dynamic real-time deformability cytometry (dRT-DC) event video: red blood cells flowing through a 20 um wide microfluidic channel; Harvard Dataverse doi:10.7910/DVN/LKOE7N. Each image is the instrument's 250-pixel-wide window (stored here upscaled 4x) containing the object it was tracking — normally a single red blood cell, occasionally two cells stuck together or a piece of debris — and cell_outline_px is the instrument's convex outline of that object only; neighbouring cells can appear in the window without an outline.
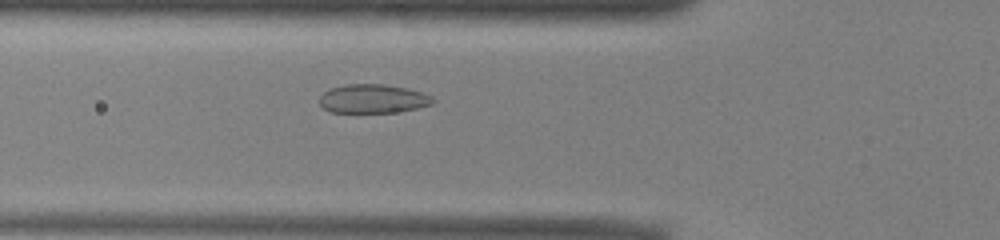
{"species": "common noctule bat (a hibernating species)", "species_latin": "Nyctalus noctula", "temperature_condition": "warm", "stored_images_in_passage": 26, "camera_frame_rate_fps": 3000, "um_per_image_px": 0.085, "animal": {"sex": "male", "body_mass_g": 13.0, "forearm_length_mm": 53.1}, "frame": {"image": 1, "passage_image": 3, "time_ms": 0.667, "image_size_px": [1000, 240], "cell_outline_px": [[436, 100], [432, 104], [416, 108], [396, 112], [332, 112], [324, 108], [320, 104], [320, 96], [328, 88], [344, 84], [384, 84], [404, 88], [420, 92], [432, 96]], "centroid_in_image_um": [31.68, 8.38], "position_along_channel_um": 94.1, "area_um2": 18.96}}
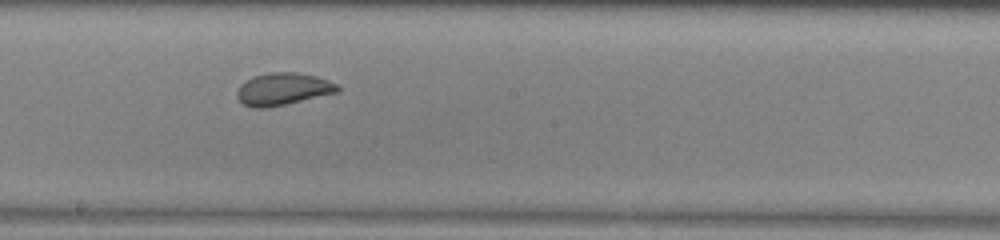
{"frame": {"image": 2, "passage_image": 13, "time_ms": 4.0, "image_size_px": [1000, 240], "cell_outline_px": [[340, 88], [336, 92], [268, 108], [252, 108], [244, 104], [236, 96], [236, 92], [240, 84], [244, 80], [252, 76], [268, 72], [296, 72], [316, 76], [328, 80], [336, 84]], "centroid_in_image_um": [23.98, 7.56], "position_along_channel_um": 224.2, "area_um2": 18.9}}
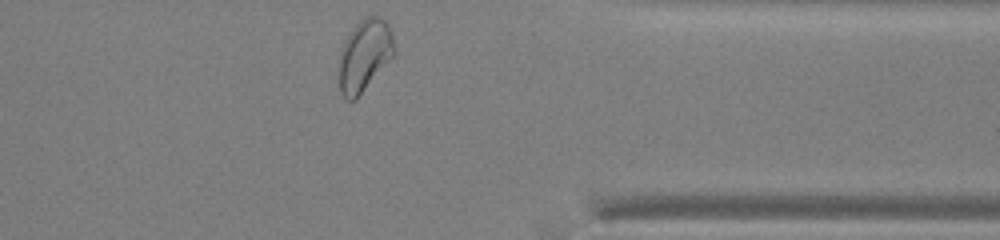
{"frame": {"image": 3, "passage_image": 26, "time_ms": 8.333, "image_size_px": [1000, 240], "cell_outline_px": [[396, 52], [356, 100], [348, 100], [340, 92], [340, 52], [344, 40], [356, 24], [364, 16], [376, 16], [384, 20], [388, 24], [392, 32]], "centroid_in_image_um": [31.0, 4.69], "position_along_channel_um": 380.4, "area_um2": 22.95}, "authors_computed_cell_mechanics": {"area_um2": 18.9873, "velocity_mm_per_s": 3.8965, "shape_relaxation_time_tau1_ms": 4.9219, "shape_relaxation_time_tau2_ms": 1.0189, "deformation_change_tau1": 0.1023, "deformation_change_tau2": 0.0381}}